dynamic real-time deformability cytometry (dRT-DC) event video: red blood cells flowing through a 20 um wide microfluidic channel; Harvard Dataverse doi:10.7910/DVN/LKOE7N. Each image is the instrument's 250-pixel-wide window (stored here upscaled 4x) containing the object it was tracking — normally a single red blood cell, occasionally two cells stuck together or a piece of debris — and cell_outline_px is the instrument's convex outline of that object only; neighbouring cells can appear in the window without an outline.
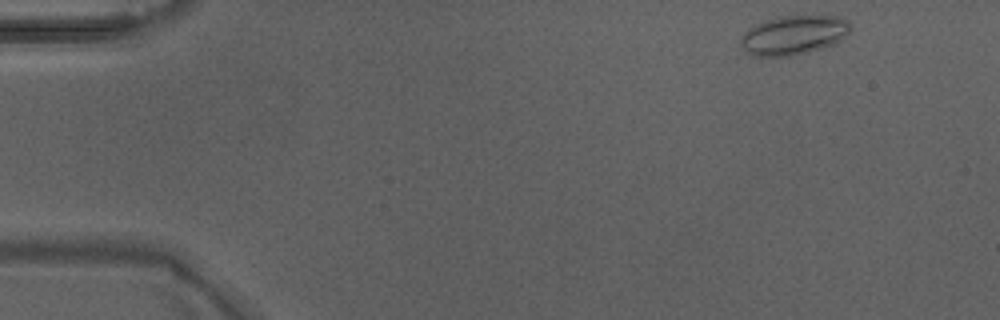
{"species": "Egyptian fruit bat (a non-hibernating species)", "species_latin": "Rousettus aegyptiacus", "temperature_condition": "warm", "stored_images_in_passage": 4, "camera_frame_rate_fps": 3000, "um_per_image_px": 0.085, "animal": {"sex": "male"}, "frame": {"image": 1, "passage_image": 1, "time_ms": 0.0, "image_size_px": [1000, 320], "cell_outline_px": [[852, 28], [836, 44], [808, 52], [792, 56], [752, 56], [740, 44], [740, 36], [752, 28], [768, 20], [780, 16], [840, 16], [848, 20], [852, 24]], "centroid_in_image_um": [67.52, 2.99], "position_along_channel_um": 17.5, "area_um2": 24.91}}